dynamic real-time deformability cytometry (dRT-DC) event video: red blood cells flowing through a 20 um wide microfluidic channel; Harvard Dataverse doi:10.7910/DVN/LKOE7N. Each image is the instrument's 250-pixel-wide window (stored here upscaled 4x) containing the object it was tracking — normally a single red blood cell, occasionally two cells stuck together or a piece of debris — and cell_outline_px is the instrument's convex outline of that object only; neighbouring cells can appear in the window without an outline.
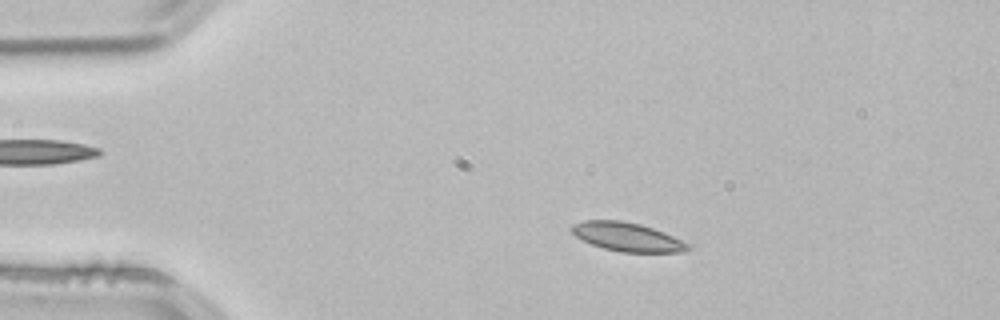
{"species": "common noctule bat (a hibernating species)", "species_latin": "Nyctalus noctula", "temperature_condition": "room temperature", "stored_images_in_passage": 53, "camera_frame_rate_fps": 3000, "um_per_image_px": 0.085, "animal": {"sex": "male", "body_mass_g": 21.5, "forearm_length_mm": 52.0}, "frame": {"image": 1, "passage_image": 10, "time_ms": 3.0, "image_size_px": [1000, 320], "cell_outline_px": [[692, 248], [684, 252], [620, 252], [604, 248], [592, 244], [576, 236], [572, 232], [572, 224], [584, 220], [620, 220], [640, 224], [664, 232], [692, 244]], "centroid_in_image_um": [53.37, 20.14], "position_along_channel_um": 31.6, "area_um2": 19.48}}
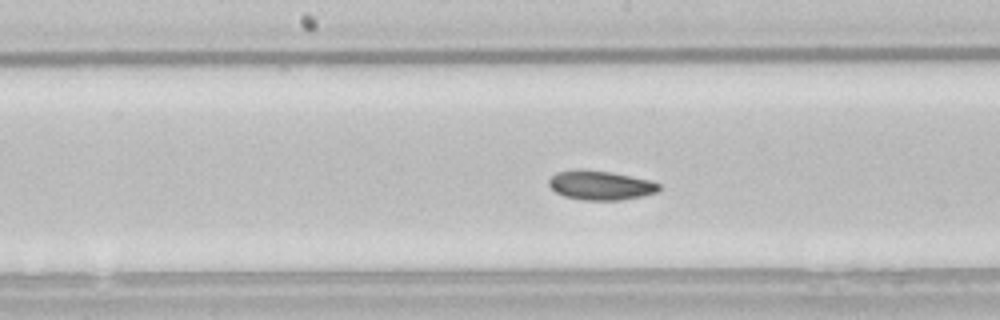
{"frame": {"image": 2, "passage_image": 27, "time_ms": 8.667, "image_size_px": [1000, 320], "cell_outline_px": [[660, 192], [620, 200], [584, 200], [564, 196], [556, 192], [548, 184], [548, 180], [556, 172], [576, 168], [580, 168], [608, 172], [648, 180], [660, 184]], "centroid_in_image_um": [51.01, 15.74], "position_along_channel_um": 197.2, "area_um2": 18.73}}
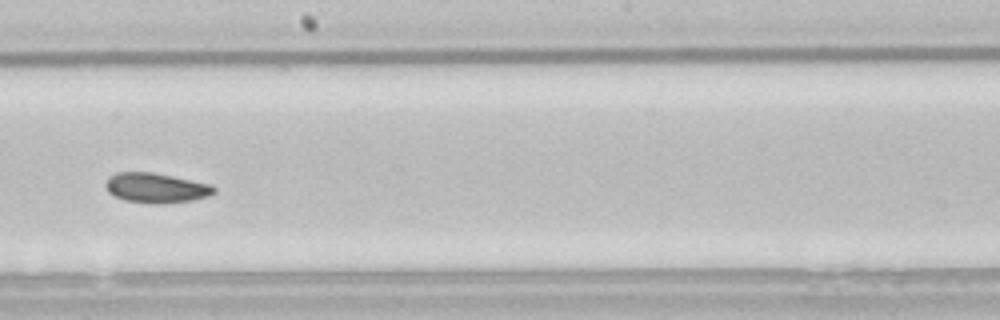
{"frame": {"image": 3, "passage_image": 30, "time_ms": 9.667, "image_size_px": [1000, 320], "cell_outline_px": [[216, 192], [208, 196], [192, 200], [124, 200], [108, 192], [104, 188], [104, 184], [108, 176], [116, 172], [152, 172], [212, 184], [216, 188]], "centroid_in_image_um": [13.23, 15.9], "position_along_channel_um": 235.0, "area_um2": 17.98}, "authors_computed_cell_mechanics": {"area_um2": 19.1318, "velocity_mm_per_s": 3.7942, "shape_relaxation_time_tau1_ms": 3.8172, "shape_relaxation_time_tau2_ms": 2.1567, "deformation_change_tau1": 0.0949, "deformation_change_tau2": 0.0606}}